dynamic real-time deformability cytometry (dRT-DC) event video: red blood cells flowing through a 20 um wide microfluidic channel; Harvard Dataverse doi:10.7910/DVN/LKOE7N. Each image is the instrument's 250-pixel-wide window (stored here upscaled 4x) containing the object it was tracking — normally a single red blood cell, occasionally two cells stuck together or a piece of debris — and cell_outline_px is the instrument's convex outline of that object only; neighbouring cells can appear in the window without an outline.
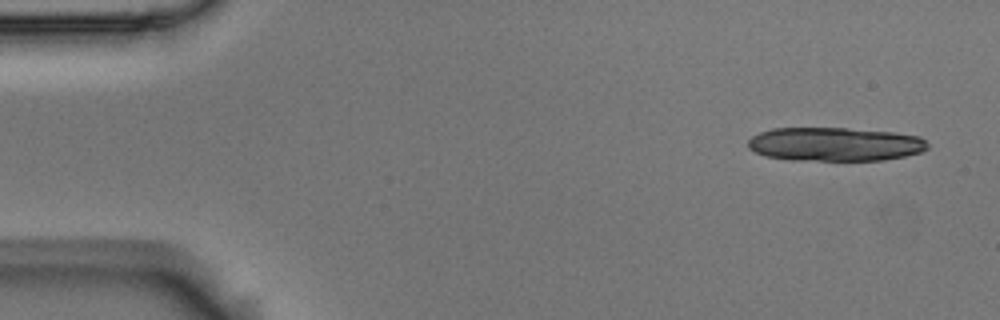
{"species": "Egyptian fruit bat (a non-hibernating species)", "species_latin": "Rousettus aegyptiacus", "temperature_condition": "room temperature", "stored_images_in_passage": 4, "camera_frame_rate_fps": 3000, "um_per_image_px": 0.085, "animal": {"sex": "male"}, "frame": {"image": 1, "passage_image": 1, "time_ms": 0.0, "image_size_px": [1000, 320], "cell_outline_px": [[928, 148], [920, 152], [904, 156], [884, 160], [788, 160], [764, 156], [748, 148], [748, 140], [752, 136], [760, 132], [772, 128], [844, 128], [892, 132], [920, 136], [928, 144]], "centroid_in_image_um": [70.93, 12.26], "position_along_channel_um": 14.1, "area_um2": 35.37}}